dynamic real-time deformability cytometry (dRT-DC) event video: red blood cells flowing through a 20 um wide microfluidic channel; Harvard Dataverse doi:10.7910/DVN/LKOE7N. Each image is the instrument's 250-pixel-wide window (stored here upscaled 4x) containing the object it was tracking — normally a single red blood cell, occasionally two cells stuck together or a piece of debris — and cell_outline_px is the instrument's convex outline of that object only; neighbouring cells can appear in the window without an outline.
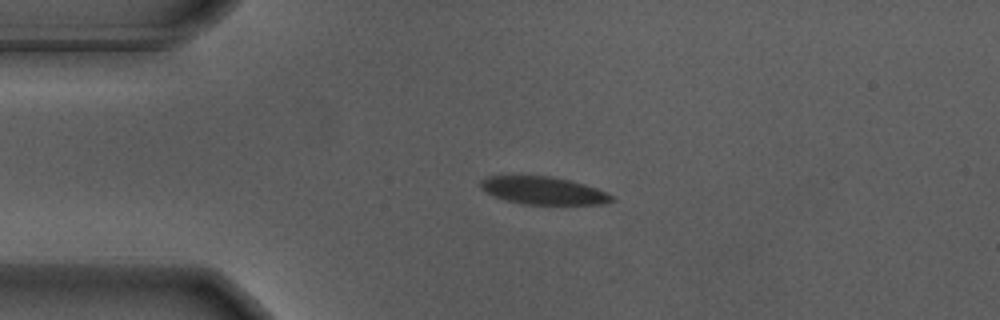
{"species": "Egyptian fruit bat (a non-hibernating species)", "species_latin": "Rousettus aegyptiacus", "temperature_condition": "warm", "stored_images_in_passage": 44, "camera_frame_rate_fps": 3000, "um_per_image_px": 0.085, "animal": {"sex": "male"}, "frame": {"image": 1, "passage_image": 1, "time_ms": 0.0, "image_size_px": [1000, 320], "cell_outline_px": [[616, 200], [604, 204], [520, 204], [504, 200], [492, 196], [480, 188], [480, 180], [488, 176], [552, 176], [584, 184], [596, 188], [612, 196]], "centroid_in_image_um": [46.14, 16.2], "position_along_channel_um": 38.9, "area_um2": 21.15}}
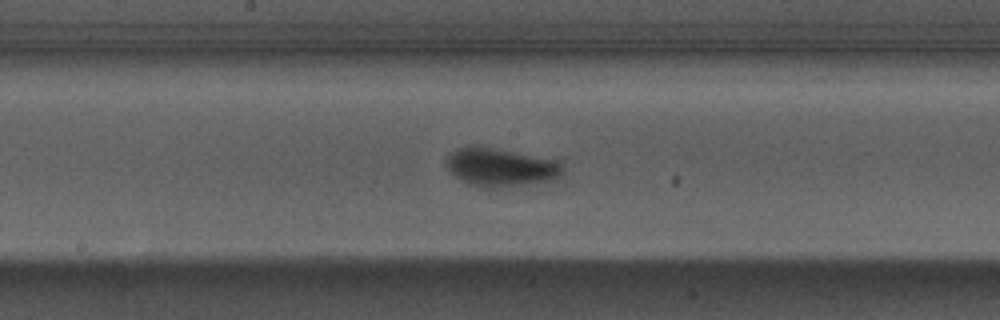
{"frame": {"image": 2, "passage_image": 17, "time_ms": 5.333, "image_size_px": [1000, 320], "cell_outline_px": [[564, 168], [560, 176], [548, 180], [492, 188], [480, 188], [468, 184], [456, 176], [448, 168], [448, 156], [456, 148], [468, 144], [480, 144], [556, 160]], "centroid_in_image_um": [42.5, 14.17], "position_along_channel_um": 205.7, "area_um2": 25.95}}
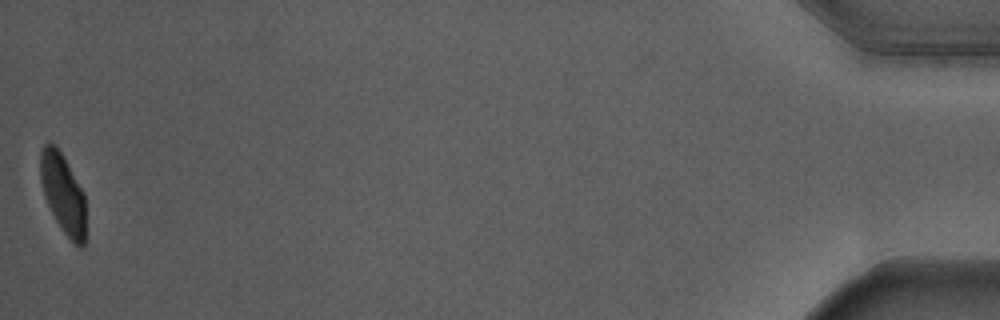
{"frame": {"image": 3, "passage_image": 44, "time_ms": 14.333, "image_size_px": [1000, 320], "cell_outline_px": [[84, 244], [80, 248], [64, 232], [56, 220], [44, 196], [40, 176], [40, 152], [44, 144], [52, 144], [60, 152], [84, 192]], "centroid_in_image_um": [5.34, 16.43], "position_along_channel_um": 429.9, "area_um2": 20.35}, "authors_computed_cell_mechanics": {"area_um2": 23.2356, "velocity_mm_per_s": 3.6498, "shape_relaxation_time_tau1_ms": 2.9949, "shape_relaxation_time_tau2_ms": null, "deformation_change_tau1": 0.1561, "deformation_change_tau2": null}}